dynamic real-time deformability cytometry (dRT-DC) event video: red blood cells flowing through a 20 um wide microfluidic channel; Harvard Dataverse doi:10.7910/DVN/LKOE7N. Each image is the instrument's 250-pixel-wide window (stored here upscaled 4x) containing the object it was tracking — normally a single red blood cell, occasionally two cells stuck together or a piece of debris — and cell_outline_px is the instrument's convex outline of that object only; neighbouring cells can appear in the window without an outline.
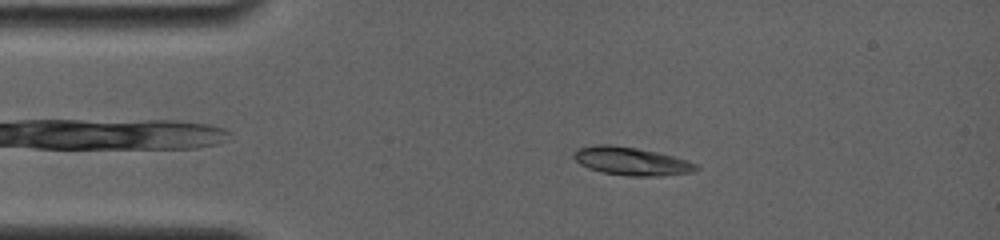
{"species": "common noctule bat (a hibernating species)", "species_latin": "Nyctalus noctula", "temperature_condition": "room temperature", "stored_images_in_passage": 85, "camera_frame_rate_fps": 4000, "um_per_image_px": 0.085, "animal": {"sex": "female", "body_mass_g": 19.0, "forearm_length_mm": 56.7}, "frame": {"image": 1, "passage_image": 17, "time_ms": 2.75, "image_size_px": [1000, 240], "cell_outline_px": [[700, 168], [692, 172], [660, 176], [628, 176], [600, 172], [588, 168], [580, 164], [572, 156], [572, 152], [576, 148], [596, 144], [612, 144], [660, 152], [688, 160], [696, 164]], "centroid_in_image_um": [53.64, 13.69], "position_along_channel_um": 31.4, "area_um2": 20.4}}
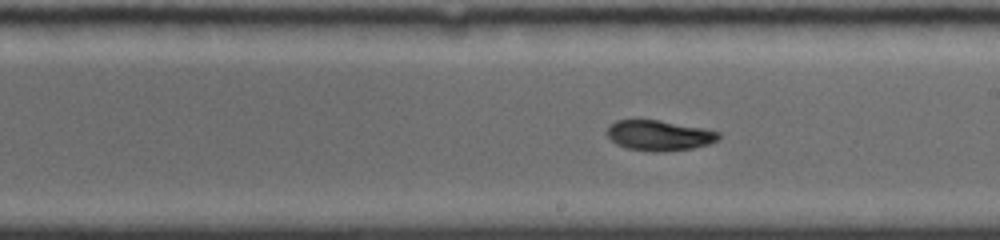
{"frame": {"image": 2, "passage_image": 56, "time_ms": 9.0, "image_size_px": [1000, 240], "cell_outline_px": [[720, 140], [712, 144], [692, 148], [664, 152], [652, 152], [628, 148], [616, 144], [608, 136], [608, 128], [616, 120], [656, 120], [704, 128], [720, 132]], "centroid_in_image_um": [56.09, 11.53], "position_along_channel_um": 232.9, "area_um2": 19.71}}
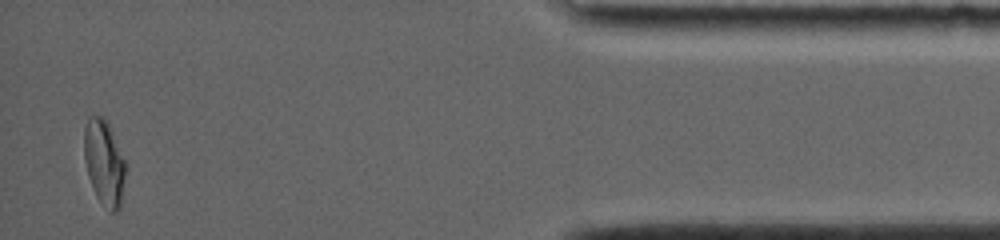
{"frame": {"image": 3, "passage_image": 84, "time_ms": 15.5, "image_size_px": [1000, 240], "cell_outline_px": [[124, 176], [120, 208], [116, 212], [108, 212], [96, 196], [88, 176], [84, 160], [84, 128], [88, 116], [104, 116], [108, 124], [124, 160]], "centroid_in_image_um": [8.82, 13.83], "position_along_channel_um": 426.4, "area_um2": 20.35}, "authors_computed_cell_mechanics": {"area_um2": 19.8254, "velocity_mm_per_s": 3.8164, "shape_relaxation_time_tau1_ms": 4.5792, "shape_relaxation_time_tau2_ms": 2.0132, "deformation_change_tau1": 0.2034, "deformation_change_tau2": 0.0542}}